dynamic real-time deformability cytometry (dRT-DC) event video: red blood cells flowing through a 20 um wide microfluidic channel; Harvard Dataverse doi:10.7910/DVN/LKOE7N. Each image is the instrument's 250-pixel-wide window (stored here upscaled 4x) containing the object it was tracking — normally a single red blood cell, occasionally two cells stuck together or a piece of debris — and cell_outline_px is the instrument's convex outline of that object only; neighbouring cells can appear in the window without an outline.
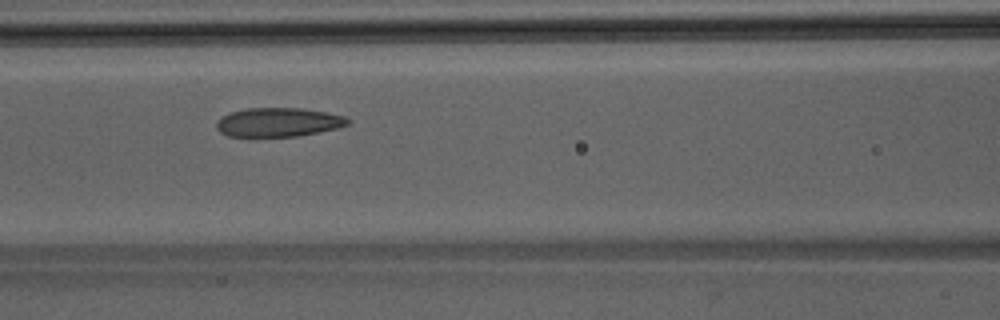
{"species": "Egyptian fruit bat (a non-hibernating species)", "species_latin": "Rousettus aegyptiacus", "temperature_condition": "room temperature", "stored_images_in_passage": 42, "segment_of_instrument_passage": [1, 2], "camera_frame_rate_fps": 3000, "um_per_image_px": 0.085, "animal": {"sex": "male"}, "frame": {"image": 1, "passage_image": 14, "time_ms": 4.333, "image_size_px": [1000, 320], "cell_outline_px": [[352, 124], [340, 128], [296, 136], [228, 136], [220, 132], [216, 128], [216, 120], [220, 116], [228, 112], [244, 108], [300, 108], [324, 112], [344, 116]], "centroid_in_image_um": [23.62, 10.38], "position_along_channel_um": 143.0, "area_um2": 22.31}}
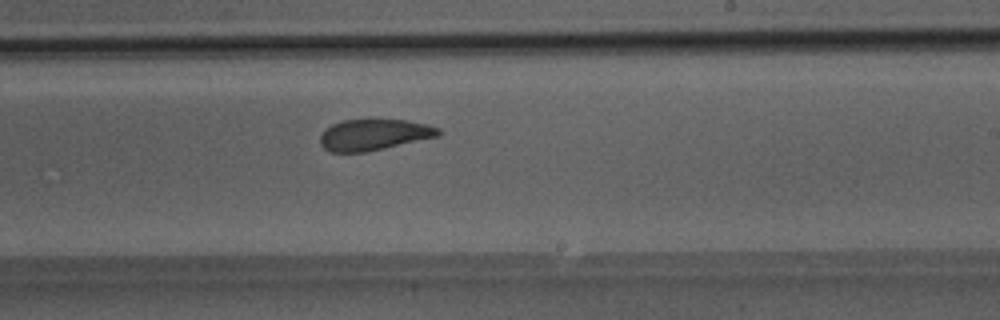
{"frame": {"image": 2, "passage_image": 22, "time_ms": 7.0, "image_size_px": [1000, 320], "cell_outline_px": [[440, 136], [384, 148], [364, 152], [328, 152], [320, 144], [320, 136], [332, 124], [344, 120], [408, 120], [428, 124], [440, 128]], "centroid_in_image_um": [31.81, 11.45], "position_along_channel_um": 257.2, "area_um2": 21.33}}
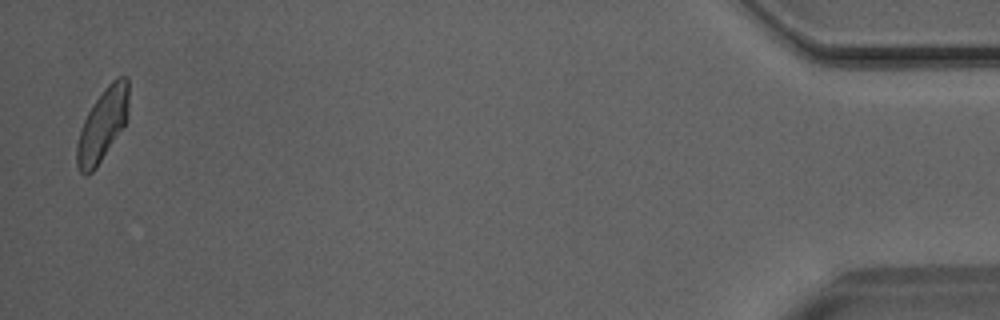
{"frame": {"image": 3, "passage_image": 40, "time_ms": 13.0, "image_size_px": [1000, 320], "cell_outline_px": [[128, 120], [96, 168], [92, 172], [84, 176], [80, 172], [76, 164], [76, 144], [80, 128], [88, 112], [104, 88], [116, 76], [128, 76]], "centroid_in_image_um": [8.71, 10.61], "position_along_channel_um": 426.5, "area_um2": 22.02}}